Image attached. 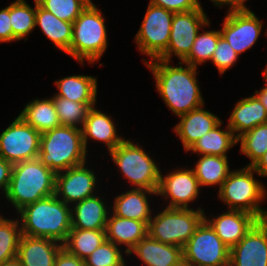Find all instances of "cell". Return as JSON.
Instances as JSON below:
<instances>
[{
    "mask_svg": "<svg viewBox=\"0 0 267 266\" xmlns=\"http://www.w3.org/2000/svg\"><path fill=\"white\" fill-rule=\"evenodd\" d=\"M142 61L151 70L157 92L174 115L179 117L205 105L196 77L197 67L188 64L183 67L181 61L179 66L161 59Z\"/></svg>",
    "mask_w": 267,
    "mask_h": 266,
    "instance_id": "obj_1",
    "label": "cell"
},
{
    "mask_svg": "<svg viewBox=\"0 0 267 266\" xmlns=\"http://www.w3.org/2000/svg\"><path fill=\"white\" fill-rule=\"evenodd\" d=\"M71 205L54 194L24 206L18 216L21 233L64 243L72 228Z\"/></svg>",
    "mask_w": 267,
    "mask_h": 266,
    "instance_id": "obj_2",
    "label": "cell"
},
{
    "mask_svg": "<svg viewBox=\"0 0 267 266\" xmlns=\"http://www.w3.org/2000/svg\"><path fill=\"white\" fill-rule=\"evenodd\" d=\"M56 174L39 158L13 164L10 184L4 194L16 212L24 206L55 194Z\"/></svg>",
    "mask_w": 267,
    "mask_h": 266,
    "instance_id": "obj_3",
    "label": "cell"
},
{
    "mask_svg": "<svg viewBox=\"0 0 267 266\" xmlns=\"http://www.w3.org/2000/svg\"><path fill=\"white\" fill-rule=\"evenodd\" d=\"M87 151L80 128L60 125L41 134V163L55 174L85 163Z\"/></svg>",
    "mask_w": 267,
    "mask_h": 266,
    "instance_id": "obj_4",
    "label": "cell"
},
{
    "mask_svg": "<svg viewBox=\"0 0 267 266\" xmlns=\"http://www.w3.org/2000/svg\"><path fill=\"white\" fill-rule=\"evenodd\" d=\"M105 18L95 5H88L73 22L72 41L66 52L83 66L102 57L108 46Z\"/></svg>",
    "mask_w": 267,
    "mask_h": 266,
    "instance_id": "obj_5",
    "label": "cell"
},
{
    "mask_svg": "<svg viewBox=\"0 0 267 266\" xmlns=\"http://www.w3.org/2000/svg\"><path fill=\"white\" fill-rule=\"evenodd\" d=\"M255 170L251 166L233 170L220 188L219 199L229 210H241L254 215L258 220L267 219V210L260 203L267 197V190L262 182L255 179Z\"/></svg>",
    "mask_w": 267,
    "mask_h": 266,
    "instance_id": "obj_6",
    "label": "cell"
},
{
    "mask_svg": "<svg viewBox=\"0 0 267 266\" xmlns=\"http://www.w3.org/2000/svg\"><path fill=\"white\" fill-rule=\"evenodd\" d=\"M109 154L133 188L157 192L161 170L142 146L125 139Z\"/></svg>",
    "mask_w": 267,
    "mask_h": 266,
    "instance_id": "obj_7",
    "label": "cell"
},
{
    "mask_svg": "<svg viewBox=\"0 0 267 266\" xmlns=\"http://www.w3.org/2000/svg\"><path fill=\"white\" fill-rule=\"evenodd\" d=\"M204 209L164 208L152 216L148 224V235L165 244L181 248L189 241L205 218Z\"/></svg>",
    "mask_w": 267,
    "mask_h": 266,
    "instance_id": "obj_8",
    "label": "cell"
},
{
    "mask_svg": "<svg viewBox=\"0 0 267 266\" xmlns=\"http://www.w3.org/2000/svg\"><path fill=\"white\" fill-rule=\"evenodd\" d=\"M184 266H220L230 249L204 219L182 248Z\"/></svg>",
    "mask_w": 267,
    "mask_h": 266,
    "instance_id": "obj_9",
    "label": "cell"
},
{
    "mask_svg": "<svg viewBox=\"0 0 267 266\" xmlns=\"http://www.w3.org/2000/svg\"><path fill=\"white\" fill-rule=\"evenodd\" d=\"M173 14L162 7L148 4L134 42L139 52L146 54L150 60L157 59L167 49Z\"/></svg>",
    "mask_w": 267,
    "mask_h": 266,
    "instance_id": "obj_10",
    "label": "cell"
},
{
    "mask_svg": "<svg viewBox=\"0 0 267 266\" xmlns=\"http://www.w3.org/2000/svg\"><path fill=\"white\" fill-rule=\"evenodd\" d=\"M205 26L209 27L210 21L202 6L193 11L174 13L169 44L157 59L171 62L172 56H177L182 61L190 53L199 30Z\"/></svg>",
    "mask_w": 267,
    "mask_h": 266,
    "instance_id": "obj_11",
    "label": "cell"
},
{
    "mask_svg": "<svg viewBox=\"0 0 267 266\" xmlns=\"http://www.w3.org/2000/svg\"><path fill=\"white\" fill-rule=\"evenodd\" d=\"M41 133L19 115L0 133V156L12 164L38 158Z\"/></svg>",
    "mask_w": 267,
    "mask_h": 266,
    "instance_id": "obj_12",
    "label": "cell"
},
{
    "mask_svg": "<svg viewBox=\"0 0 267 266\" xmlns=\"http://www.w3.org/2000/svg\"><path fill=\"white\" fill-rule=\"evenodd\" d=\"M221 36L238 55L251 49L259 39L263 23L251 10L230 11L222 23Z\"/></svg>",
    "mask_w": 267,
    "mask_h": 266,
    "instance_id": "obj_13",
    "label": "cell"
},
{
    "mask_svg": "<svg viewBox=\"0 0 267 266\" xmlns=\"http://www.w3.org/2000/svg\"><path fill=\"white\" fill-rule=\"evenodd\" d=\"M200 188L193 169L180 168L165 176L161 171L157 196L170 200L166 207L188 209L189 203L198 198Z\"/></svg>",
    "mask_w": 267,
    "mask_h": 266,
    "instance_id": "obj_14",
    "label": "cell"
},
{
    "mask_svg": "<svg viewBox=\"0 0 267 266\" xmlns=\"http://www.w3.org/2000/svg\"><path fill=\"white\" fill-rule=\"evenodd\" d=\"M87 162L56 174L55 195L67 205L96 195L97 179Z\"/></svg>",
    "mask_w": 267,
    "mask_h": 266,
    "instance_id": "obj_15",
    "label": "cell"
},
{
    "mask_svg": "<svg viewBox=\"0 0 267 266\" xmlns=\"http://www.w3.org/2000/svg\"><path fill=\"white\" fill-rule=\"evenodd\" d=\"M229 257L236 266H267V219L258 220L230 249Z\"/></svg>",
    "mask_w": 267,
    "mask_h": 266,
    "instance_id": "obj_16",
    "label": "cell"
},
{
    "mask_svg": "<svg viewBox=\"0 0 267 266\" xmlns=\"http://www.w3.org/2000/svg\"><path fill=\"white\" fill-rule=\"evenodd\" d=\"M204 219L229 249L234 247L258 221L248 212L229 209L215 217L208 218L205 215Z\"/></svg>",
    "mask_w": 267,
    "mask_h": 266,
    "instance_id": "obj_17",
    "label": "cell"
},
{
    "mask_svg": "<svg viewBox=\"0 0 267 266\" xmlns=\"http://www.w3.org/2000/svg\"><path fill=\"white\" fill-rule=\"evenodd\" d=\"M203 106L205 105L179 116L180 121L173 128L185 152H188L199 138L222 121L217 115L205 110Z\"/></svg>",
    "mask_w": 267,
    "mask_h": 266,
    "instance_id": "obj_18",
    "label": "cell"
},
{
    "mask_svg": "<svg viewBox=\"0 0 267 266\" xmlns=\"http://www.w3.org/2000/svg\"><path fill=\"white\" fill-rule=\"evenodd\" d=\"M63 244L49 238L31 237L22 234L17 257L22 266H54Z\"/></svg>",
    "mask_w": 267,
    "mask_h": 266,
    "instance_id": "obj_19",
    "label": "cell"
},
{
    "mask_svg": "<svg viewBox=\"0 0 267 266\" xmlns=\"http://www.w3.org/2000/svg\"><path fill=\"white\" fill-rule=\"evenodd\" d=\"M132 253L144 266H184L181 247L159 242L149 235L141 239L127 255Z\"/></svg>",
    "mask_w": 267,
    "mask_h": 266,
    "instance_id": "obj_20",
    "label": "cell"
},
{
    "mask_svg": "<svg viewBox=\"0 0 267 266\" xmlns=\"http://www.w3.org/2000/svg\"><path fill=\"white\" fill-rule=\"evenodd\" d=\"M116 128L112 117L96 109L95 106L92 107L81 128L86 151L89 139L104 143L108 151H112L125 140L124 137L119 136Z\"/></svg>",
    "mask_w": 267,
    "mask_h": 266,
    "instance_id": "obj_21",
    "label": "cell"
},
{
    "mask_svg": "<svg viewBox=\"0 0 267 266\" xmlns=\"http://www.w3.org/2000/svg\"><path fill=\"white\" fill-rule=\"evenodd\" d=\"M104 199L94 195L71 206L72 228L84 230L106 229L111 210Z\"/></svg>",
    "mask_w": 267,
    "mask_h": 266,
    "instance_id": "obj_22",
    "label": "cell"
},
{
    "mask_svg": "<svg viewBox=\"0 0 267 266\" xmlns=\"http://www.w3.org/2000/svg\"><path fill=\"white\" fill-rule=\"evenodd\" d=\"M106 223V240L116 246H125L126 256L129 251L143 238L148 235V224L146 222L121 218L109 212Z\"/></svg>",
    "mask_w": 267,
    "mask_h": 266,
    "instance_id": "obj_23",
    "label": "cell"
},
{
    "mask_svg": "<svg viewBox=\"0 0 267 266\" xmlns=\"http://www.w3.org/2000/svg\"><path fill=\"white\" fill-rule=\"evenodd\" d=\"M157 195V192L147 189L131 188L115 197L112 209L113 215L121 218L133 219L149 224L152 218L148 196Z\"/></svg>",
    "mask_w": 267,
    "mask_h": 266,
    "instance_id": "obj_24",
    "label": "cell"
},
{
    "mask_svg": "<svg viewBox=\"0 0 267 266\" xmlns=\"http://www.w3.org/2000/svg\"><path fill=\"white\" fill-rule=\"evenodd\" d=\"M267 123V111L260 100L253 94L236 103L227 126L236 138L254 127Z\"/></svg>",
    "mask_w": 267,
    "mask_h": 266,
    "instance_id": "obj_25",
    "label": "cell"
},
{
    "mask_svg": "<svg viewBox=\"0 0 267 266\" xmlns=\"http://www.w3.org/2000/svg\"><path fill=\"white\" fill-rule=\"evenodd\" d=\"M39 26L42 33L53 42L54 46L65 53L72 41L73 23L60 20L51 12L42 8L36 0L35 27Z\"/></svg>",
    "mask_w": 267,
    "mask_h": 266,
    "instance_id": "obj_26",
    "label": "cell"
},
{
    "mask_svg": "<svg viewBox=\"0 0 267 266\" xmlns=\"http://www.w3.org/2000/svg\"><path fill=\"white\" fill-rule=\"evenodd\" d=\"M59 92L55 95L82 103H96L97 78L93 76L72 75L56 80Z\"/></svg>",
    "mask_w": 267,
    "mask_h": 266,
    "instance_id": "obj_27",
    "label": "cell"
},
{
    "mask_svg": "<svg viewBox=\"0 0 267 266\" xmlns=\"http://www.w3.org/2000/svg\"><path fill=\"white\" fill-rule=\"evenodd\" d=\"M19 116L41 134L60 126L55 105L50 97L30 101Z\"/></svg>",
    "mask_w": 267,
    "mask_h": 266,
    "instance_id": "obj_28",
    "label": "cell"
},
{
    "mask_svg": "<svg viewBox=\"0 0 267 266\" xmlns=\"http://www.w3.org/2000/svg\"><path fill=\"white\" fill-rule=\"evenodd\" d=\"M223 121L215 126L211 131L199 138L188 150L199 155H215L228 157L227 152L234 147L237 142L233 131L227 126L222 130ZM221 127V128H220Z\"/></svg>",
    "mask_w": 267,
    "mask_h": 266,
    "instance_id": "obj_29",
    "label": "cell"
},
{
    "mask_svg": "<svg viewBox=\"0 0 267 266\" xmlns=\"http://www.w3.org/2000/svg\"><path fill=\"white\" fill-rule=\"evenodd\" d=\"M192 169L200 187L219 185L220 188L231 172L228 158L215 155H202Z\"/></svg>",
    "mask_w": 267,
    "mask_h": 266,
    "instance_id": "obj_30",
    "label": "cell"
},
{
    "mask_svg": "<svg viewBox=\"0 0 267 266\" xmlns=\"http://www.w3.org/2000/svg\"><path fill=\"white\" fill-rule=\"evenodd\" d=\"M104 241H106L105 229L84 230L71 228L66 241L63 243V248L79 259L84 260Z\"/></svg>",
    "mask_w": 267,
    "mask_h": 266,
    "instance_id": "obj_31",
    "label": "cell"
},
{
    "mask_svg": "<svg viewBox=\"0 0 267 266\" xmlns=\"http://www.w3.org/2000/svg\"><path fill=\"white\" fill-rule=\"evenodd\" d=\"M34 8L25 0H16L10 4V20L13 41L23 40L35 27L36 0Z\"/></svg>",
    "mask_w": 267,
    "mask_h": 266,
    "instance_id": "obj_32",
    "label": "cell"
},
{
    "mask_svg": "<svg viewBox=\"0 0 267 266\" xmlns=\"http://www.w3.org/2000/svg\"><path fill=\"white\" fill-rule=\"evenodd\" d=\"M51 98L55 105L60 125L80 129L84 125L88 111L96 105V103L74 102L56 95Z\"/></svg>",
    "mask_w": 267,
    "mask_h": 266,
    "instance_id": "obj_33",
    "label": "cell"
},
{
    "mask_svg": "<svg viewBox=\"0 0 267 266\" xmlns=\"http://www.w3.org/2000/svg\"><path fill=\"white\" fill-rule=\"evenodd\" d=\"M220 36V29L218 31L205 29V31L198 33L190 53L181 62L197 67L206 61H211Z\"/></svg>",
    "mask_w": 267,
    "mask_h": 266,
    "instance_id": "obj_34",
    "label": "cell"
},
{
    "mask_svg": "<svg viewBox=\"0 0 267 266\" xmlns=\"http://www.w3.org/2000/svg\"><path fill=\"white\" fill-rule=\"evenodd\" d=\"M241 154L251 161L246 166H253L267 151V123L260 124L237 138Z\"/></svg>",
    "mask_w": 267,
    "mask_h": 266,
    "instance_id": "obj_35",
    "label": "cell"
},
{
    "mask_svg": "<svg viewBox=\"0 0 267 266\" xmlns=\"http://www.w3.org/2000/svg\"><path fill=\"white\" fill-rule=\"evenodd\" d=\"M21 235L18 219H8L0 215V264L17 256Z\"/></svg>",
    "mask_w": 267,
    "mask_h": 266,
    "instance_id": "obj_36",
    "label": "cell"
},
{
    "mask_svg": "<svg viewBox=\"0 0 267 266\" xmlns=\"http://www.w3.org/2000/svg\"><path fill=\"white\" fill-rule=\"evenodd\" d=\"M45 10L63 21L73 23L89 5L85 0H37Z\"/></svg>",
    "mask_w": 267,
    "mask_h": 266,
    "instance_id": "obj_37",
    "label": "cell"
},
{
    "mask_svg": "<svg viewBox=\"0 0 267 266\" xmlns=\"http://www.w3.org/2000/svg\"><path fill=\"white\" fill-rule=\"evenodd\" d=\"M123 255L119 246L106 240L84 262L85 266H126Z\"/></svg>",
    "mask_w": 267,
    "mask_h": 266,
    "instance_id": "obj_38",
    "label": "cell"
},
{
    "mask_svg": "<svg viewBox=\"0 0 267 266\" xmlns=\"http://www.w3.org/2000/svg\"><path fill=\"white\" fill-rule=\"evenodd\" d=\"M239 55L234 51L225 38L220 36L216 49L211 59L220 75H223L225 71L233 67L238 61Z\"/></svg>",
    "mask_w": 267,
    "mask_h": 266,
    "instance_id": "obj_39",
    "label": "cell"
},
{
    "mask_svg": "<svg viewBox=\"0 0 267 266\" xmlns=\"http://www.w3.org/2000/svg\"><path fill=\"white\" fill-rule=\"evenodd\" d=\"M149 3L173 13L193 11L201 6L199 0H150Z\"/></svg>",
    "mask_w": 267,
    "mask_h": 266,
    "instance_id": "obj_40",
    "label": "cell"
},
{
    "mask_svg": "<svg viewBox=\"0 0 267 266\" xmlns=\"http://www.w3.org/2000/svg\"><path fill=\"white\" fill-rule=\"evenodd\" d=\"M10 20V5L0 10V43L13 42Z\"/></svg>",
    "mask_w": 267,
    "mask_h": 266,
    "instance_id": "obj_41",
    "label": "cell"
},
{
    "mask_svg": "<svg viewBox=\"0 0 267 266\" xmlns=\"http://www.w3.org/2000/svg\"><path fill=\"white\" fill-rule=\"evenodd\" d=\"M54 266H85V262L62 248L56 257Z\"/></svg>",
    "mask_w": 267,
    "mask_h": 266,
    "instance_id": "obj_42",
    "label": "cell"
},
{
    "mask_svg": "<svg viewBox=\"0 0 267 266\" xmlns=\"http://www.w3.org/2000/svg\"><path fill=\"white\" fill-rule=\"evenodd\" d=\"M13 164L0 156V190L5 194L8 190Z\"/></svg>",
    "mask_w": 267,
    "mask_h": 266,
    "instance_id": "obj_43",
    "label": "cell"
},
{
    "mask_svg": "<svg viewBox=\"0 0 267 266\" xmlns=\"http://www.w3.org/2000/svg\"><path fill=\"white\" fill-rule=\"evenodd\" d=\"M214 3L215 6L221 7L224 5H228V12L230 11H247L250 10L246 5L245 2L247 0H210Z\"/></svg>",
    "mask_w": 267,
    "mask_h": 266,
    "instance_id": "obj_44",
    "label": "cell"
},
{
    "mask_svg": "<svg viewBox=\"0 0 267 266\" xmlns=\"http://www.w3.org/2000/svg\"><path fill=\"white\" fill-rule=\"evenodd\" d=\"M252 168L257 173V176L267 177V151L259 158Z\"/></svg>",
    "mask_w": 267,
    "mask_h": 266,
    "instance_id": "obj_45",
    "label": "cell"
},
{
    "mask_svg": "<svg viewBox=\"0 0 267 266\" xmlns=\"http://www.w3.org/2000/svg\"><path fill=\"white\" fill-rule=\"evenodd\" d=\"M254 93L267 111V83H265L264 87L260 89V91L256 90Z\"/></svg>",
    "mask_w": 267,
    "mask_h": 266,
    "instance_id": "obj_46",
    "label": "cell"
},
{
    "mask_svg": "<svg viewBox=\"0 0 267 266\" xmlns=\"http://www.w3.org/2000/svg\"><path fill=\"white\" fill-rule=\"evenodd\" d=\"M0 266H22V264L19 258L16 256L4 261L3 263L0 264Z\"/></svg>",
    "mask_w": 267,
    "mask_h": 266,
    "instance_id": "obj_47",
    "label": "cell"
},
{
    "mask_svg": "<svg viewBox=\"0 0 267 266\" xmlns=\"http://www.w3.org/2000/svg\"><path fill=\"white\" fill-rule=\"evenodd\" d=\"M220 266H236V264L229 257L226 261L222 262Z\"/></svg>",
    "mask_w": 267,
    "mask_h": 266,
    "instance_id": "obj_48",
    "label": "cell"
},
{
    "mask_svg": "<svg viewBox=\"0 0 267 266\" xmlns=\"http://www.w3.org/2000/svg\"><path fill=\"white\" fill-rule=\"evenodd\" d=\"M266 68L263 70V77H264V80H265V82L267 83V64H266V66H265Z\"/></svg>",
    "mask_w": 267,
    "mask_h": 266,
    "instance_id": "obj_49",
    "label": "cell"
},
{
    "mask_svg": "<svg viewBox=\"0 0 267 266\" xmlns=\"http://www.w3.org/2000/svg\"><path fill=\"white\" fill-rule=\"evenodd\" d=\"M89 5H92V4H94L93 2H92V0H85Z\"/></svg>",
    "mask_w": 267,
    "mask_h": 266,
    "instance_id": "obj_50",
    "label": "cell"
}]
</instances>
